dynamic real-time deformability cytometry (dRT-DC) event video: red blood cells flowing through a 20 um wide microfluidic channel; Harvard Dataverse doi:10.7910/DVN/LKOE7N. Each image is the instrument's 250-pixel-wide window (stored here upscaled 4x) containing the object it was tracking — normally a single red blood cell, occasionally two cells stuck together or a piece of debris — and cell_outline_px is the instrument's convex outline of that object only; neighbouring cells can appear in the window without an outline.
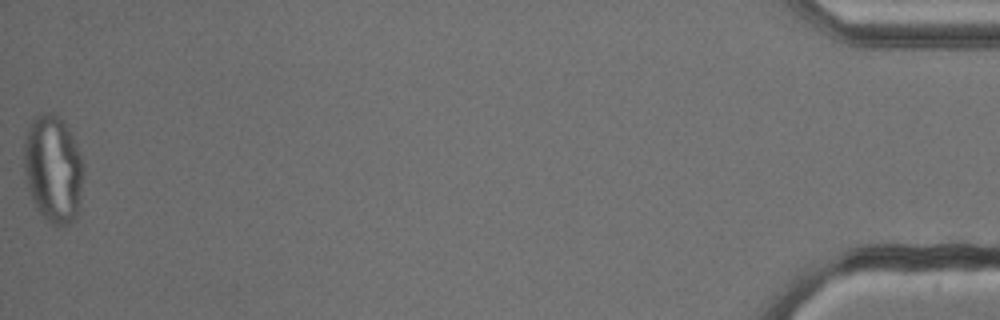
{"species": "common noctule bat (a hibernating species)", "species_latin": "Nyctalus noctula", "temperature_condition": "cold", "stored_images_in_passage": 37, "camera_frame_rate_fps": 3000, "um_per_image_px": 0.085, "animal": {"sex": "male", "body_mass_g": 13.3}, "frame": {"image": 1, "passage_image": 37, "time_ms": 12.0, "image_size_px": [1000, 320], "cell_outline_px": [[84, 172], [80, 200], [76, 216], [68, 224], [52, 224], [36, 208], [28, 192], [24, 180], [24, 144], [28, 128], [32, 116], [40, 112], [52, 112], [60, 116], [68, 128], [76, 144], [84, 164]], "centroid_in_image_um": [4.5, 14.3], "position_along_channel_um": 430.7, "area_um2": 37.74}}